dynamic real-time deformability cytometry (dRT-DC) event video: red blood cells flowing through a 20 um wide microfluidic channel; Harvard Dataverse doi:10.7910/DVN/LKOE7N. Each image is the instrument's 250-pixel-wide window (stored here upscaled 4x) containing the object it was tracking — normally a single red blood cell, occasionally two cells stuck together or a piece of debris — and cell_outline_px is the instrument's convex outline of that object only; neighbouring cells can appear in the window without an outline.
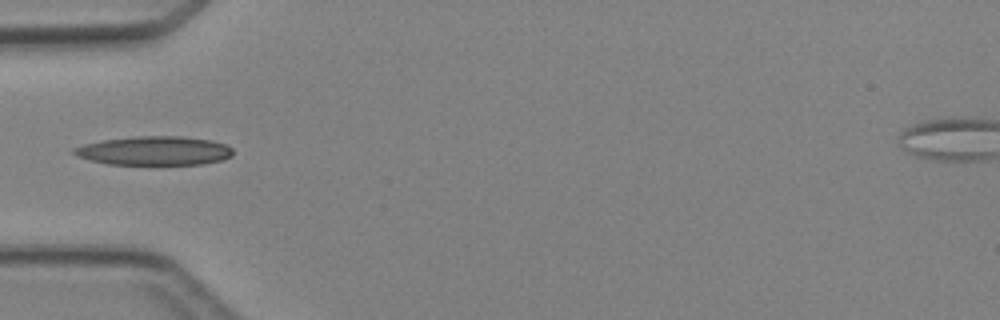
{"species": "Egyptian fruit bat (a non-hibernating species)", "species_latin": "Rousettus aegyptiacus", "temperature_condition": "cold", "stored_images_in_passage": 4, "camera_frame_rate_fps": 3000, "um_per_image_px": 0.085, "animal": {"sex": "female"}, "frame": {"image": 1, "passage_image": 4, "time_ms": 4.333, "image_size_px": [1000, 320], "cell_outline_px": [[232, 156], [224, 160], [204, 164], [108, 164], [76, 156], [72, 152], [72, 148], [84, 144], [104, 140], [136, 136], [180, 136], [212, 140], [224, 144], [232, 148]], "centroid_in_image_um": [13.14, 12.81], "position_along_channel_um": 71.9, "area_um2": 26.76}}